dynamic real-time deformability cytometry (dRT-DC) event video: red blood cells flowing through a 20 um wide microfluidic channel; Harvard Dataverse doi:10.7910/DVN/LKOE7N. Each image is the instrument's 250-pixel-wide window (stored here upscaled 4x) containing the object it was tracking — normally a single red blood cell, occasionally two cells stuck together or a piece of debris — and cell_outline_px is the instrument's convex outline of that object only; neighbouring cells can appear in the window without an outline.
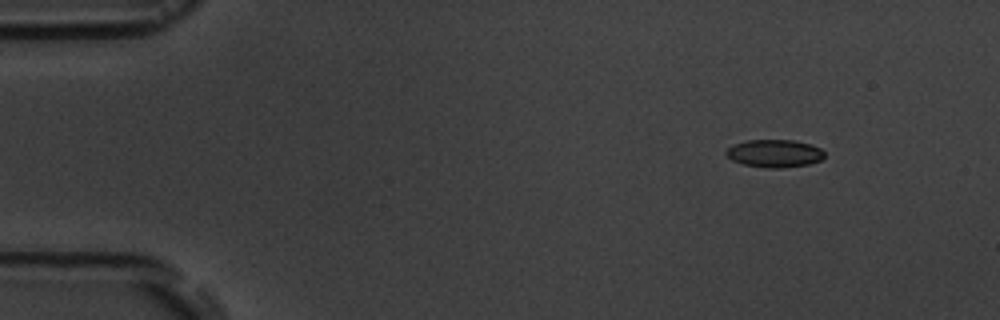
{"species": "common noctule bat (a hibernating species)", "species_latin": "Nyctalus noctula", "temperature_condition": "room temperature", "stored_images_in_passage": 4, "camera_frame_rate_fps": 3000, "um_per_image_px": 0.085, "animal": {"sex": "male", "body_mass_g": 19.5, "forearm_length_mm": 54.6}, "frame": {"image": 1, "passage_image": 1, "time_ms": 0.0, "image_size_px": [1000, 320], "cell_outline_px": [[824, 156], [820, 160], [808, 164], [780, 168], [768, 168], [744, 164], [732, 160], [724, 152], [728, 148], [744, 140], [792, 140], [808, 144], [820, 148], [824, 152]], "centroid_in_image_um": [65.82, 13.04], "position_along_channel_um": 19.2, "area_um2": 15.66}}
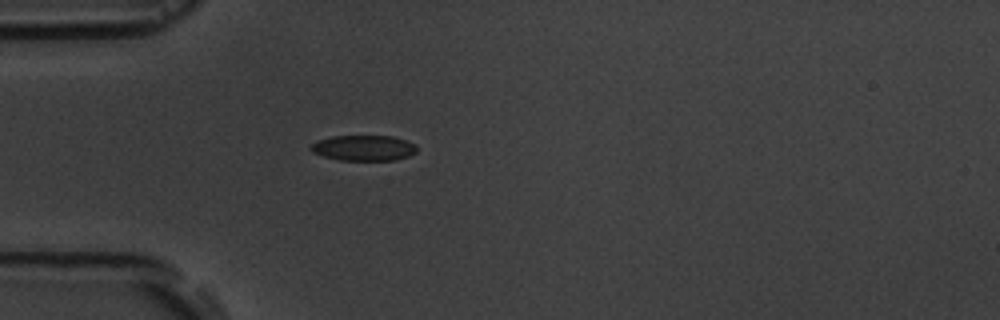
{"frame": {"image": 2, "passage_image": 4, "time_ms": 3.333, "image_size_px": [1000, 320], "cell_outline_px": [[416, 152], [408, 156], [396, 160], [340, 160], [324, 156], [312, 152], [308, 148], [316, 140], [332, 136], [392, 136], [416, 144]], "centroid_in_image_um": [30.89, 12.57], "position_along_channel_um": 54.1, "area_um2": 15.78}}